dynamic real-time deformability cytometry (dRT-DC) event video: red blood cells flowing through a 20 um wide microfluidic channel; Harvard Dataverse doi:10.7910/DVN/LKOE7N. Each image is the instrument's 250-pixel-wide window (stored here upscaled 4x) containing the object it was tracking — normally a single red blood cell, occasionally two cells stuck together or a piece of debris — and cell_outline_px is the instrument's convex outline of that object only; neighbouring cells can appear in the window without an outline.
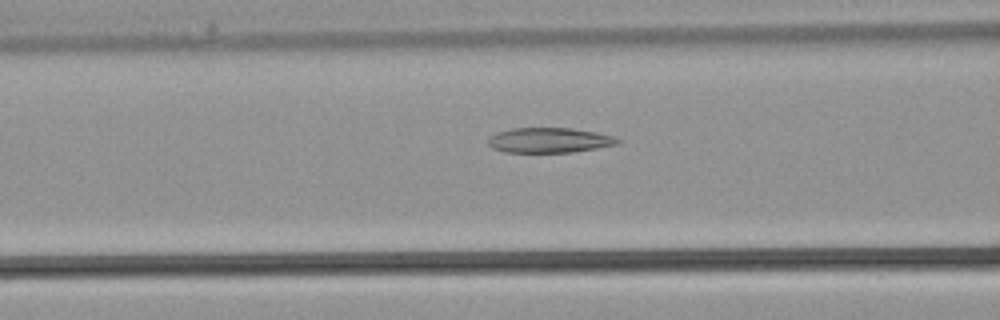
{"species": "common noctule bat (a hibernating species)", "species_latin": "Nyctalus noctula", "temperature_condition": "warm", "stored_images_in_passage": 36, "camera_frame_rate_fps": 3000, "um_per_image_px": 0.085, "animal": {"sex": "male", "body_mass_g": 21.5, "forearm_length_mm": 52.0}, "frame": {"image": 1, "passage_image": 14, "time_ms": 4.333, "image_size_px": [1000, 320], "cell_outline_px": [[624, 140], [616, 144], [596, 148], [572, 152], [504, 152], [492, 148], [488, 144], [488, 140], [496, 132], [512, 128], [572, 128], [596, 132], [612, 136]], "centroid_in_image_um": [46.69, 11.91], "position_along_channel_um": 119.9, "area_um2": 18.84}}
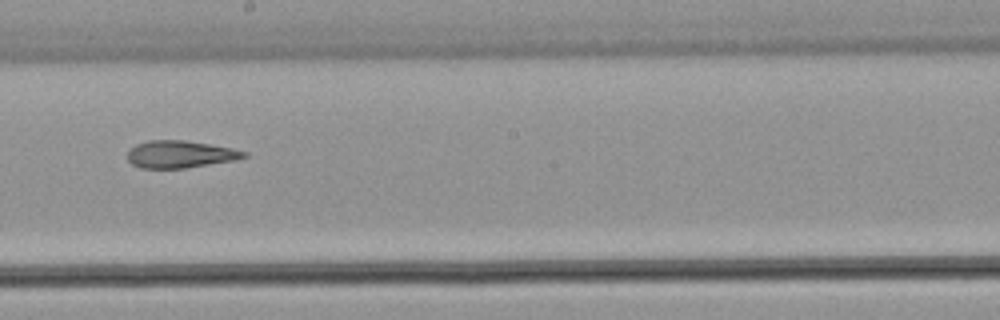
{"frame": {"image": 2, "passage_image": 20, "time_ms": 6.333, "image_size_px": [1000, 320], "cell_outline_px": [[248, 156], [232, 160], [184, 168], [140, 168], [132, 164], [128, 160], [128, 152], [136, 144], [148, 140], [184, 140], [232, 148], [248, 152]], "centroid_in_image_um": [15.29, 13.11], "position_along_channel_um": 232.9, "area_um2": 18.26}}
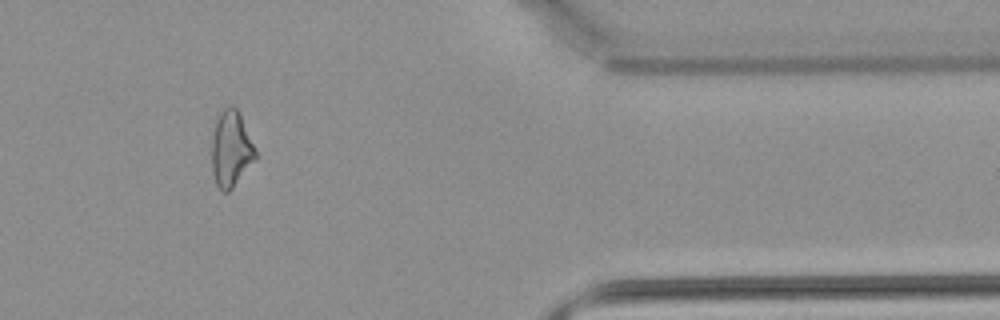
{"frame": {"image": 3, "passage_image": 30, "time_ms": 9.667, "image_size_px": [1000, 320], "cell_outline_px": [[256, 156], [232, 188], [228, 192], [224, 192], [216, 184], [212, 172], [212, 136], [216, 120], [220, 112], [228, 104], [232, 104], [236, 108], [240, 116], [256, 152]], "centroid_in_image_um": [19.59, 12.64], "position_along_channel_um": 391.8, "area_um2": 18.79}}